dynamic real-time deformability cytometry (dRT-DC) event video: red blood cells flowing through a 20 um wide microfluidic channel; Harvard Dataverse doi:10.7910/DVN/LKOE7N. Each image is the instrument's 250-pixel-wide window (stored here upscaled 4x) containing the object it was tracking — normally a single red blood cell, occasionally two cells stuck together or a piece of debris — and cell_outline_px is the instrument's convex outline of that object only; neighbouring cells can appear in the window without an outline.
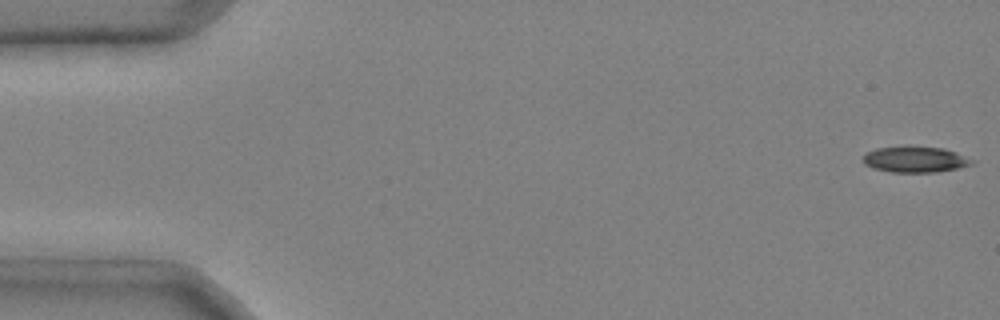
{"species": "common noctule bat (a hibernating species)", "species_latin": "Nyctalus noctula", "temperature_condition": "cold", "stored_images_in_passage": 47, "camera_frame_rate_fps": 3000, "um_per_image_px": 0.085, "animal": {"sex": "male", "body_mass_g": 20.4}, "frame": {"image": 1, "passage_image": 1, "time_ms": 0.0, "image_size_px": [1000, 320], "cell_outline_px": [[976, 160], [972, 164], [960, 168], [936, 172], [892, 172], [872, 168], [864, 164], [864, 156], [868, 152], [876, 148], [908, 144], [944, 148], [956, 152]], "centroid_in_image_um": [77.82, 13.52], "position_along_channel_um": 7.2, "area_um2": 16.99}}
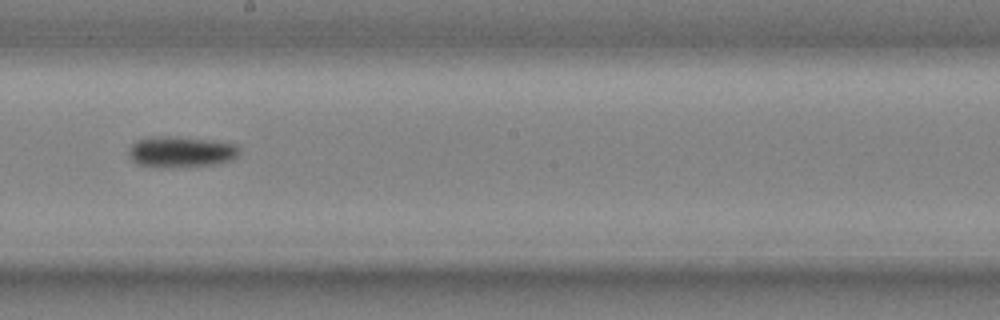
{"frame": {"image": 2, "passage_image": 28, "time_ms": 9.0, "image_size_px": [1000, 320], "cell_outline_px": [[240, 152], [232, 160], [216, 164], [172, 168], [160, 168], [136, 164], [128, 156], [128, 148], [136, 140], [152, 136], [180, 136], [212, 140], [236, 144], [240, 148]], "centroid_in_image_um": [15.35, 12.91], "position_along_channel_um": 232.8, "area_um2": 20.58}}
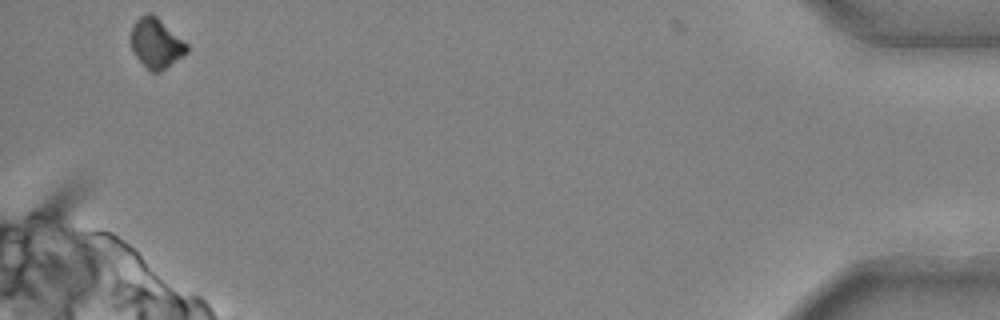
{"frame": {"image": 3, "passage_image": 47, "time_ms": 15.333, "image_size_px": [1000, 320], "cell_outline_px": [[188, 52], [184, 56], [160, 72], [152, 72], [136, 56], [128, 40], [132, 24], [140, 16], [148, 12], [156, 16], [188, 44]], "centroid_in_image_um": [13.25, 3.66], "position_along_channel_um": 421.9, "area_um2": 16.36}, "authors_computed_cell_mechanics": {"area_um2": 18.207, "velocity_mm_per_s": 3.9951, "shape_relaxation_time_tau1_ms": 6.5027, "shape_relaxation_time_tau2_ms": null, "deformation_change_tau1": 0.1691, "deformation_change_tau2": null}}